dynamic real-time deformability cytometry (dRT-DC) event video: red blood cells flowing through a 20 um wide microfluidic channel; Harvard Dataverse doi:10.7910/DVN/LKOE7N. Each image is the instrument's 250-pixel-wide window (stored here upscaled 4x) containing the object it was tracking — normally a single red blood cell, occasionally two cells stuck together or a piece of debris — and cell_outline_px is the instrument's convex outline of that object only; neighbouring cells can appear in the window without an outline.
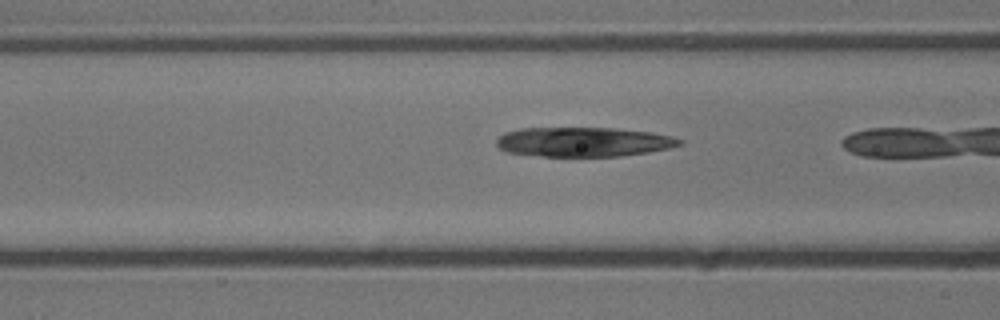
{"species": "common noctule bat (a hibernating species)", "species_latin": "Nyctalus noctula", "temperature_condition": "cold", "stored_images_in_passage": 10, "camera_frame_rate_fps": 3000, "um_per_image_px": 0.085, "animal": {"sex": "male", "body_mass_g": 13.3}, "frame": {"image": 1, "passage_image": 9, "time_ms": 2.667, "image_size_px": [1000, 320], "cell_outline_px": [[684, 144], [668, 148], [648, 152], [620, 156], [544, 156], [508, 152], [500, 148], [496, 144], [496, 140], [504, 132], [520, 128], [612, 128], [652, 132], [672, 136], [684, 140]], "centroid_in_image_um": [49.62, 12.05], "position_along_channel_um": 117.0, "area_um2": 31.44}}